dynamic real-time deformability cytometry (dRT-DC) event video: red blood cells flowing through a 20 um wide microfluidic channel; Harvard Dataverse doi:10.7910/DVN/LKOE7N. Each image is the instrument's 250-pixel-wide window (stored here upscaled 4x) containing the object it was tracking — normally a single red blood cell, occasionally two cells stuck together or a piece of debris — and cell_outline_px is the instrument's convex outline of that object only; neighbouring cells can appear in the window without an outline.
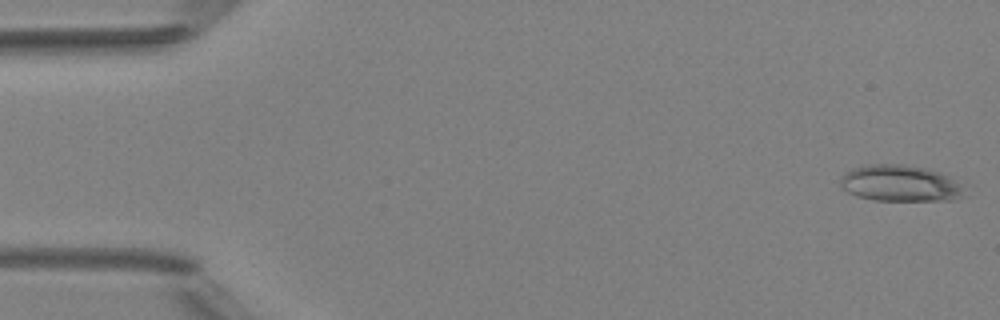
{"species": "Egyptian fruit bat (a non-hibernating species)", "species_latin": "Rousettus aegyptiacus", "temperature_condition": "room temperature", "stored_images_in_passage": 6, "camera_frame_rate_fps": 3000, "um_per_image_px": 0.085, "animal": {"sex": "female"}, "frame": {"image": 1, "passage_image": 1, "time_ms": 0.0, "image_size_px": [1000, 320], "cell_outline_px": [[968, 184], [964, 196], [952, 200], [872, 200], [848, 192], [840, 184], [840, 176], [852, 168], [872, 164], [896, 164], [924, 168], [940, 172]], "centroid_in_image_um": [76.62, 15.59], "position_along_channel_um": 8.4, "area_um2": 26.53}}